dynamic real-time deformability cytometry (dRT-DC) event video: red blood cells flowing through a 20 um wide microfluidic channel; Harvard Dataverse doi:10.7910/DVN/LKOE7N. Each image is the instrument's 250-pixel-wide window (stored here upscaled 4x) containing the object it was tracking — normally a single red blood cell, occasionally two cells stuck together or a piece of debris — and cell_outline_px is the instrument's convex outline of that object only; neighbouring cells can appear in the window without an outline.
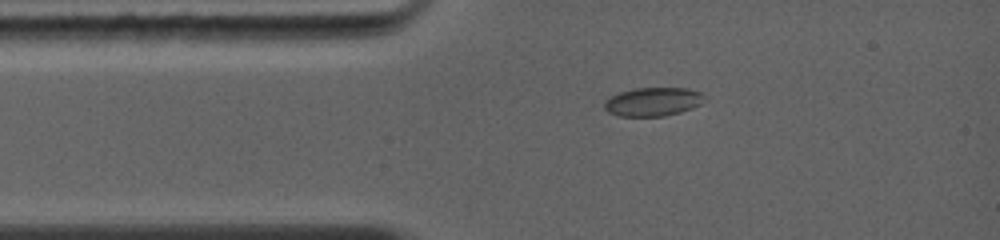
{"species": "common noctule bat (a hibernating species)", "species_latin": "Nyctalus noctula", "temperature_condition": "warm", "stored_images_in_passage": 3, "camera_frame_rate_fps": 5000, "um_per_image_px": 0.085, "animal": {"sex": "female", "body_mass_g": 19.0, "forearm_length_mm": 56.7}, "frame": {"image": 1, "passage_image": 1, "time_ms": 0.0, "image_size_px": [1000, 240], "cell_outline_px": [[700, 104], [692, 108], [680, 112], [664, 116], [620, 116], [608, 112], [604, 108], [604, 100], [620, 92], [636, 88], [688, 88], [700, 92]], "centroid_in_image_um": [55.43, 8.65], "position_along_channel_um": 29.6, "area_um2": 16.42}}
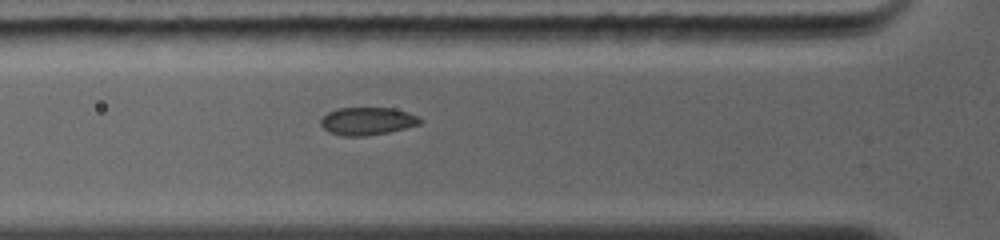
{"frame": {"image": 2, "passage_image": 3, "time_ms": 1.8, "image_size_px": [1000, 240], "cell_outline_px": [[424, 120], [420, 124], [388, 132], [364, 136], [340, 136], [328, 132], [320, 124], [320, 120], [328, 112], [336, 108], [392, 108], [408, 112]], "centroid_in_image_um": [31.2, 10.3], "position_along_channel_um": 94.6, "area_um2": 16.07}}